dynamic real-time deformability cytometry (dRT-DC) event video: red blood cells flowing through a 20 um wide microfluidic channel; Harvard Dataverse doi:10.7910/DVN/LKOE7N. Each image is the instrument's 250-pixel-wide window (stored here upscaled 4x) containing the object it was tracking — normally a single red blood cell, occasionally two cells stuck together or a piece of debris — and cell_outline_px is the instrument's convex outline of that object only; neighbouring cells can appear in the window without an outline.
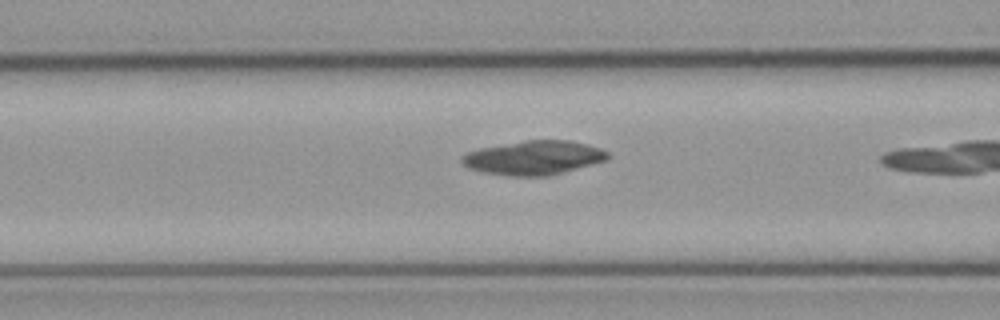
{"species": "common noctule bat (a hibernating species)", "species_latin": "Nyctalus noctula", "temperature_condition": "cold", "stored_images_in_passage": 7, "camera_frame_rate_fps": 3000, "um_per_image_px": 0.085, "animal": {"sex": "male", "body_mass_g": 23.1, "forearm_length_mm": 52.7}, "frame": {"image": 1, "passage_image": 6, "time_ms": 1.667, "image_size_px": [1000, 320], "cell_outline_px": [[608, 160], [548, 176], [508, 176], [484, 172], [468, 168], [460, 160], [468, 152], [480, 148], [524, 140], [568, 140], [588, 144], [600, 148], [608, 152]], "centroid_in_image_um": [45.39, 13.41], "position_along_channel_um": 121.2, "area_um2": 28.84}}